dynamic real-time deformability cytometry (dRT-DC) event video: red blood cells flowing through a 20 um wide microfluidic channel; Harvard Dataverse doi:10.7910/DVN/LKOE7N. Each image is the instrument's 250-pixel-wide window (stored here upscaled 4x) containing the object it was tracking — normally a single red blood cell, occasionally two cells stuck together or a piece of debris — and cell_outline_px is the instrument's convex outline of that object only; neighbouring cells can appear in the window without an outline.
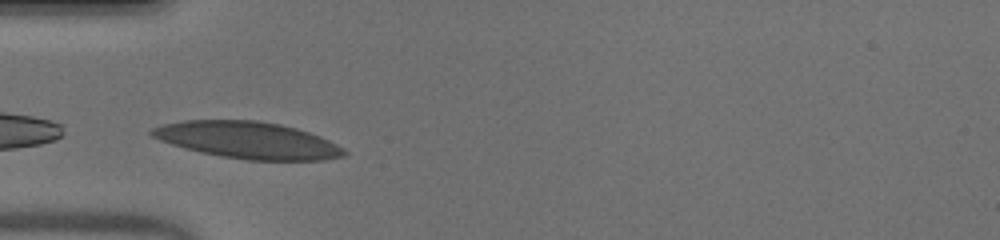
{"species": "human", "species_latin": "Homo sapiens", "temperature_condition": "warm", "stored_images_in_passage": 36, "camera_frame_rate_fps": 3000, "um_per_image_px": 0.085, "donor": {"sex": "male"}, "frame": {"image": 1, "passage_image": 1, "time_ms": 0.0, "image_size_px": [1000, 240], "cell_outline_px": [[348, 152], [344, 156], [324, 160], [248, 160], [224, 156], [204, 152], [172, 144], [160, 140], [152, 136], [148, 132], [152, 128], [164, 124], [184, 120], [256, 120], [280, 124], [296, 128], [308, 132], [328, 140], [344, 148]], "centroid_in_image_um": [21.09, 11.9], "position_along_channel_um": 63.9, "area_um2": 40.81}}
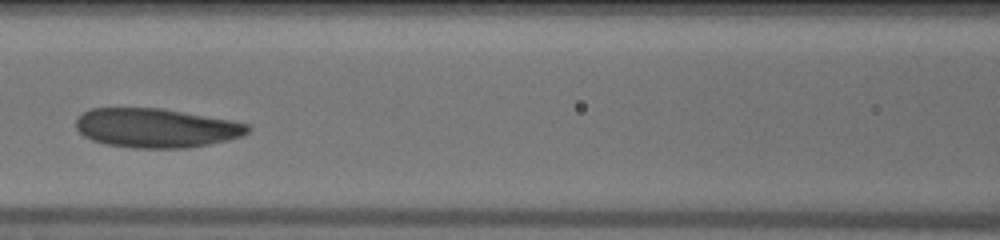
{"frame": {"image": 2, "passage_image": 8, "time_ms": 2.333, "image_size_px": [1000, 240], "cell_outline_px": [[248, 132], [240, 136], [208, 144], [188, 148], [132, 148], [108, 144], [92, 140], [84, 136], [76, 128], [76, 120], [84, 112], [92, 108], [160, 108], [228, 120], [248, 124]], "centroid_in_image_um": [13.21, 10.88], "position_along_channel_um": 153.4, "area_um2": 38.67}}
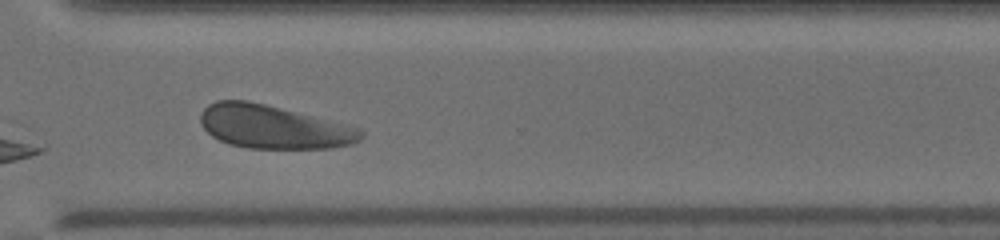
{"frame": {"image": 3, "passage_image": 23, "time_ms": 7.333, "image_size_px": [1000, 240], "cell_outline_px": [[364, 136], [360, 140], [352, 144], [332, 148], [248, 148], [228, 144], [212, 136], [200, 124], [200, 112], [208, 104], [216, 100], [248, 100], [264, 104], [356, 128], [364, 132]], "centroid_in_image_um": [23.16, 10.79], "position_along_channel_um": 347.4, "area_um2": 40.0}, "authors_computed_cell_mechanics": {"area_um2": 39.9109, "velocity_mm_per_s": 3.8897, "shape_relaxation_time_tau1_ms": 2.2648, "shape_relaxation_time_tau2_ms": 4.3167, "deformation_change_tau1": 0.0854, "deformation_change_tau2": 0.096}}